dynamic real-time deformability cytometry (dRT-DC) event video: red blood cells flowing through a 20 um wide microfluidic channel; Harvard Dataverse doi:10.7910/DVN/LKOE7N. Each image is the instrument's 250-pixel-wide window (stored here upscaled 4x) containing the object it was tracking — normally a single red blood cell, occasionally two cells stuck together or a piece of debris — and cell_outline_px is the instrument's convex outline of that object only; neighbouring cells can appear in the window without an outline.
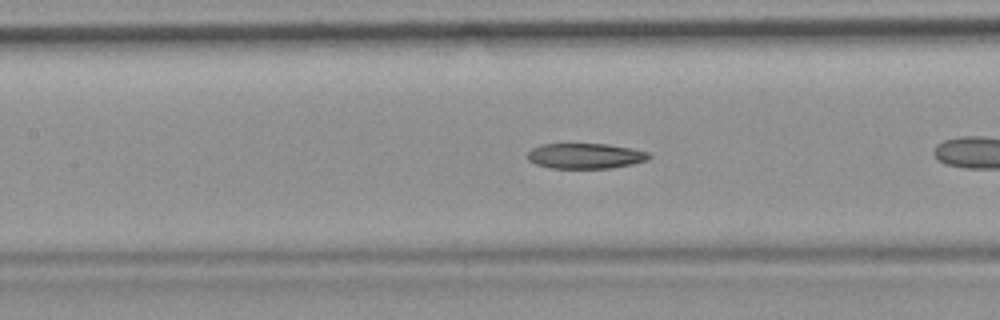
{"species": "common noctule bat (a hibernating species)", "species_latin": "Nyctalus noctula", "temperature_condition": "room temperature", "stored_images_in_passage": 36, "camera_frame_rate_fps": 3000, "um_per_image_px": 0.085, "animal": {"sex": "female", "body_mass_g": 19.9}, "frame": {"image": 1, "passage_image": 6, "time_ms": 1.667, "image_size_px": [1000, 320], "cell_outline_px": [[652, 156], [648, 160], [632, 164], [612, 168], [548, 168], [536, 164], [528, 160], [528, 152], [532, 148], [540, 144], [608, 144], [632, 148], [648, 152]], "centroid_in_image_um": [49.77, 13.25], "position_along_channel_um": 157.6, "area_um2": 18.09}, "authors_computed_cell_mechanics": {"area_um2": 18.9295, "velocity_mm_per_s": 3.7398, "shape_relaxation_time_tau1_ms": null, "shape_relaxation_time_tau2_ms": 4.3329, "deformation_change_tau1": null, "deformation_change_tau2": 0.1171}}